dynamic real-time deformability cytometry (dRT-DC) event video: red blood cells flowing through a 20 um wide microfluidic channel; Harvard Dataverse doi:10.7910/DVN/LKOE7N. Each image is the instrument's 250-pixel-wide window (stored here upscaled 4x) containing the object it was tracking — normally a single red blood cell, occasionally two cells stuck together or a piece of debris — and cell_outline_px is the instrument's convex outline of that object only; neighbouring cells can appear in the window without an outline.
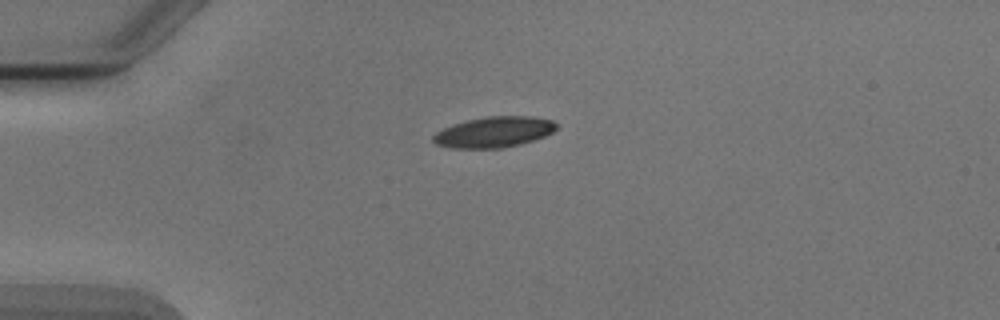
{"species": "Egyptian fruit bat (a non-hibernating species)", "species_latin": "Rousettus aegyptiacus", "temperature_condition": "cold", "stored_images_in_passage": 41, "camera_frame_rate_fps": 3000, "um_per_image_px": 0.085, "animal": {"sex": "male"}, "frame": {"image": 1, "passage_image": 1, "time_ms": 0.0, "image_size_px": [1000, 320], "cell_outline_px": [[556, 128], [552, 132], [544, 136], [520, 144], [500, 148], [452, 148], [436, 144], [432, 140], [432, 136], [436, 132], [444, 128], [468, 120], [488, 116], [532, 116], [552, 120], [556, 124]], "centroid_in_image_um": [41.98, 11.22], "position_along_channel_um": 43.0, "area_um2": 21.79}}
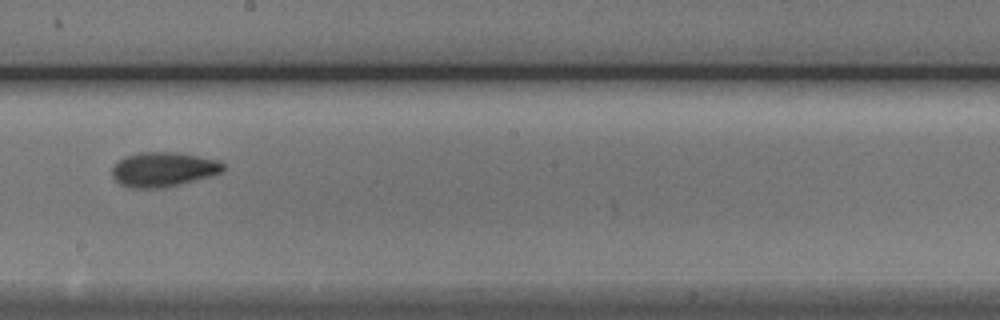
{"frame": {"image": 2, "passage_image": 18, "time_ms": 5.667, "image_size_px": [1000, 320], "cell_outline_px": [[224, 168], [220, 172], [212, 176], [164, 188], [128, 188], [120, 184], [112, 176], [112, 168], [124, 156], [140, 152], [176, 152], [220, 160], [224, 164]], "centroid_in_image_um": [13.88, 14.4], "position_along_channel_um": 234.3, "area_um2": 22.48}}
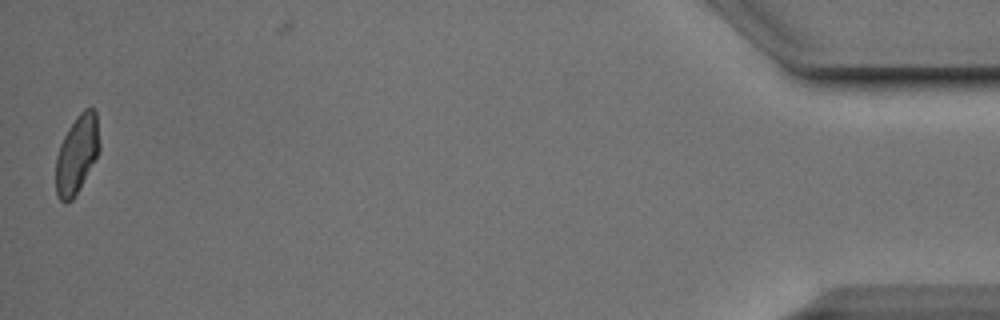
{"frame": {"image": 3, "passage_image": 40, "time_ms": 13.0, "image_size_px": [1000, 320], "cell_outline_px": [[100, 148], [96, 156], [72, 200], [64, 204], [60, 200], [56, 192], [56, 156], [60, 144], [68, 128], [76, 116], [84, 108], [92, 108], [96, 112], [100, 144]], "centroid_in_image_um": [6.52, 13.08], "position_along_channel_um": 428.7, "area_um2": 19.59}, "authors_computed_cell_mechanics": {"area_um2": 21.5016, "velocity_mm_per_s": 3.8852, "shape_relaxation_time_tau1_ms": 3.782, "shape_relaxation_time_tau2_ms": 3.1512, "deformation_change_tau1": 0.1278, "deformation_change_tau2": 0.0833}}